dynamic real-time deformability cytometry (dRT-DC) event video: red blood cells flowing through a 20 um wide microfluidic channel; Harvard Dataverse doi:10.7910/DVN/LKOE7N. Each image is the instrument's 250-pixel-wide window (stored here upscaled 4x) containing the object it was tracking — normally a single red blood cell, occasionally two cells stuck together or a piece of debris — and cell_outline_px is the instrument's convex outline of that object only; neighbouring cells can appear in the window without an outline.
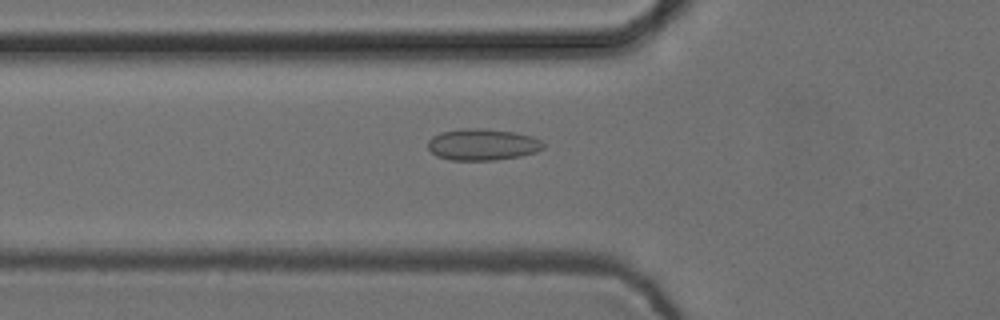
{"species": "common noctule bat (a hibernating species)", "species_latin": "Nyctalus noctula", "temperature_condition": "cold", "stored_images_in_passage": 54, "camera_frame_rate_fps": 3000, "um_per_image_px": 0.085, "animal": {"sex": "female", "body_mass_g": 24.6, "forearm_length_mm": 56.2}, "frame": {"image": 1, "passage_image": 19, "time_ms": 6.0, "image_size_px": [1000, 320], "cell_outline_px": [[544, 148], [536, 152], [520, 156], [496, 160], [452, 160], [436, 156], [428, 148], [428, 140], [432, 136], [440, 132], [464, 128], [484, 128], [516, 132], [532, 136], [540, 140], [544, 144]], "centroid_in_image_um": [41.01, 12.28], "position_along_channel_um": 84.8, "area_um2": 21.39}}
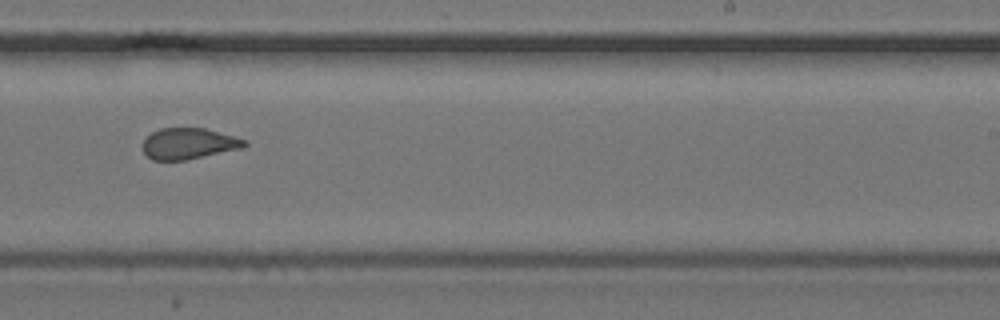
{"frame": {"image": 2, "passage_image": 34, "time_ms": 11.0, "image_size_px": [1000, 320], "cell_outline_px": [[248, 144], [244, 148], [188, 160], [152, 160], [144, 152], [144, 140], [152, 132], [160, 128], [204, 128], [248, 140]], "centroid_in_image_um": [16.09, 12.21], "position_along_channel_um": 272.9, "area_um2": 18.5}}
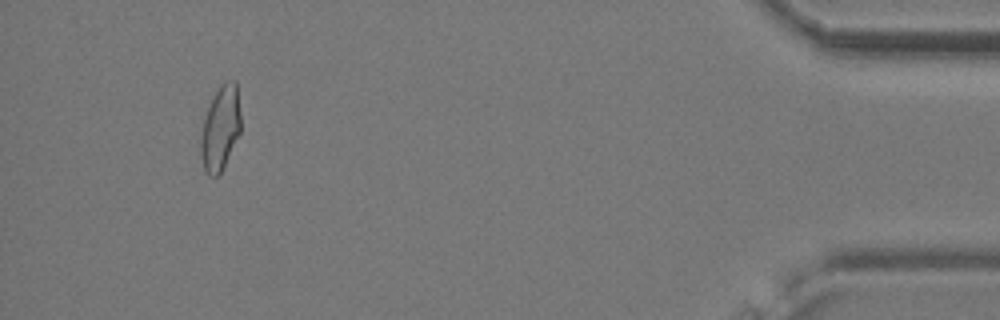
{"frame": {"image": 3, "passage_image": 51, "time_ms": 16.667, "image_size_px": [1000, 320], "cell_outline_px": [[240, 132], [220, 172], [216, 176], [208, 176], [204, 172], [200, 152], [200, 136], [204, 120], [208, 108], [220, 84], [228, 80], [236, 80], [240, 116]], "centroid_in_image_um": [18.72, 10.9], "position_along_channel_um": 416.5, "area_um2": 19.36}, "authors_computed_cell_mechanics": {"area_um2": 19.8543, "velocity_mm_per_s": 3.7474, "shape_relaxation_time_tau1_ms": null, "shape_relaxation_time_tau2_ms": 1.2566, "deformation_change_tau1": null, "deformation_change_tau2": 0.0657}}